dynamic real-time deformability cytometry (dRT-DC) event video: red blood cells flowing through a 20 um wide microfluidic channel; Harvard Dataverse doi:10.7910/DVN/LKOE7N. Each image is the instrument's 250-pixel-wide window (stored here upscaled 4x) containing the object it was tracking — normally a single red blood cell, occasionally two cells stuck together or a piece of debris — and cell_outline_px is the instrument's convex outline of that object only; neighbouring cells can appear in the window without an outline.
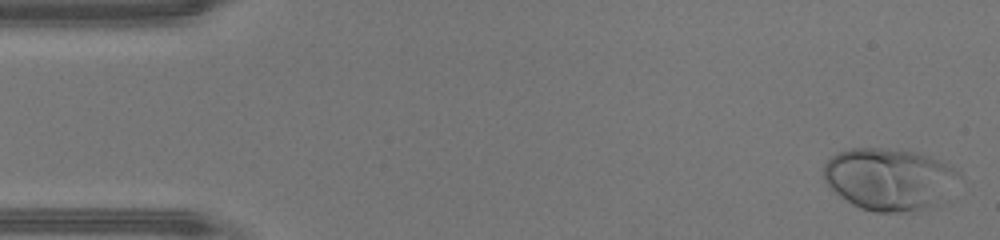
{"species": "human", "species_latin": "Homo sapiens", "temperature_condition": "warm", "stored_images_in_passage": 45, "camera_frame_rate_fps": 3000, "um_per_image_px": 0.085, "donor": {"sex": "male"}, "frame": {"image": 1, "passage_image": 1, "time_ms": 0.0, "image_size_px": [1000, 240], "cell_outline_px": [[960, 172], [928, 204], [920, 208], [900, 212], [876, 212], [860, 208], [852, 204], [828, 188], [824, 180], [824, 164], [836, 152], [852, 148], [888, 148], [920, 152], [932, 156]], "centroid_in_image_um": [75.38, 15.15], "position_along_channel_um": 9.6, "area_um2": 47.22}}
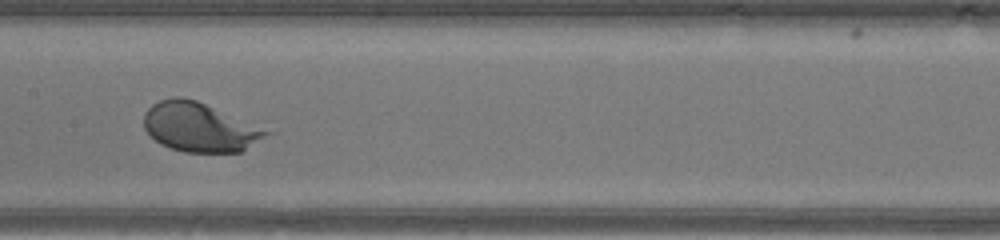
{"frame": {"image": 2, "passage_image": 22, "time_ms": 7.0, "image_size_px": [1000, 240], "cell_outline_px": [[272, 132], [240, 152], [184, 152], [168, 148], [160, 144], [144, 128], [144, 112], [152, 104], [160, 100], [172, 96], [180, 96], [196, 100]], "centroid_in_image_um": [16.9, 10.81], "position_along_channel_um": 190.5, "area_um2": 34.62}}
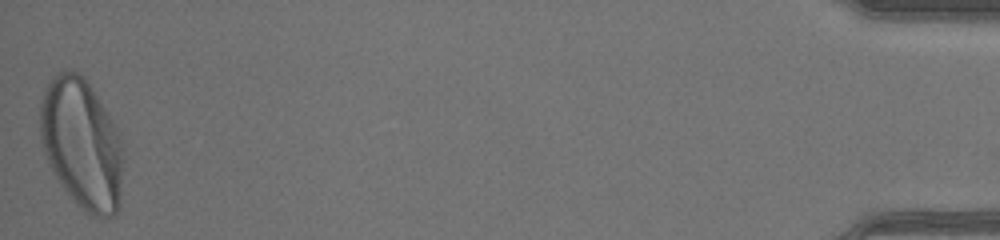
{"frame": {"image": 3, "passage_image": 45, "time_ms": 14.667, "image_size_px": [1000, 240], "cell_outline_px": [[120, 204], [116, 212], [112, 216], [92, 216], [84, 212], [72, 200], [56, 176], [44, 152], [40, 136], [40, 100], [52, 76], [68, 68], [80, 72], [92, 88], [112, 120], [120, 136]], "centroid_in_image_um": [6.91, 12.19], "position_along_channel_um": 428.3, "area_um2": 62.37}, "authors_computed_cell_mechanics": {"area_um2": 39.7086, "velocity_mm_per_s": 4.4974, "shape_relaxation_time_tau1_ms": 1.5345, "shape_relaxation_time_tau2_ms": null, "deformation_change_tau1": 0.1622, "deformation_change_tau2": null}}